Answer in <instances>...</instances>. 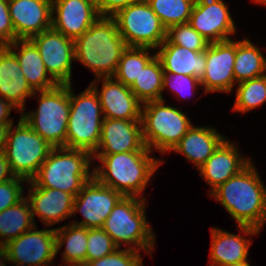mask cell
Here are the masks:
<instances>
[{
    "label": "cell",
    "mask_w": 266,
    "mask_h": 266,
    "mask_svg": "<svg viewBox=\"0 0 266 266\" xmlns=\"http://www.w3.org/2000/svg\"><path fill=\"white\" fill-rule=\"evenodd\" d=\"M93 156L84 150L56 147L31 180L37 187L58 189L74 197L93 177Z\"/></svg>",
    "instance_id": "cell-5"
},
{
    "label": "cell",
    "mask_w": 266,
    "mask_h": 266,
    "mask_svg": "<svg viewBox=\"0 0 266 266\" xmlns=\"http://www.w3.org/2000/svg\"><path fill=\"white\" fill-rule=\"evenodd\" d=\"M253 162L216 188L210 197L225 208L237 226L261 231L266 224V187Z\"/></svg>",
    "instance_id": "cell-1"
},
{
    "label": "cell",
    "mask_w": 266,
    "mask_h": 266,
    "mask_svg": "<svg viewBox=\"0 0 266 266\" xmlns=\"http://www.w3.org/2000/svg\"><path fill=\"white\" fill-rule=\"evenodd\" d=\"M140 0H94L96 9L101 17H112L119 10Z\"/></svg>",
    "instance_id": "cell-39"
},
{
    "label": "cell",
    "mask_w": 266,
    "mask_h": 266,
    "mask_svg": "<svg viewBox=\"0 0 266 266\" xmlns=\"http://www.w3.org/2000/svg\"><path fill=\"white\" fill-rule=\"evenodd\" d=\"M8 131L4 154L15 177L31 181L54 148L21 117Z\"/></svg>",
    "instance_id": "cell-9"
},
{
    "label": "cell",
    "mask_w": 266,
    "mask_h": 266,
    "mask_svg": "<svg viewBox=\"0 0 266 266\" xmlns=\"http://www.w3.org/2000/svg\"><path fill=\"white\" fill-rule=\"evenodd\" d=\"M39 102L35 111L20 117L52 147H65L70 112V84H58L49 90L35 91L31 98Z\"/></svg>",
    "instance_id": "cell-6"
},
{
    "label": "cell",
    "mask_w": 266,
    "mask_h": 266,
    "mask_svg": "<svg viewBox=\"0 0 266 266\" xmlns=\"http://www.w3.org/2000/svg\"><path fill=\"white\" fill-rule=\"evenodd\" d=\"M251 161V157L241 155L236 143L226 138L198 169L200 177L210 186L208 194L237 175Z\"/></svg>",
    "instance_id": "cell-21"
},
{
    "label": "cell",
    "mask_w": 266,
    "mask_h": 266,
    "mask_svg": "<svg viewBox=\"0 0 266 266\" xmlns=\"http://www.w3.org/2000/svg\"><path fill=\"white\" fill-rule=\"evenodd\" d=\"M236 41L232 39L209 43L206 48L205 73L200 80L203 94L232 92L236 86L234 62Z\"/></svg>",
    "instance_id": "cell-14"
},
{
    "label": "cell",
    "mask_w": 266,
    "mask_h": 266,
    "mask_svg": "<svg viewBox=\"0 0 266 266\" xmlns=\"http://www.w3.org/2000/svg\"><path fill=\"white\" fill-rule=\"evenodd\" d=\"M151 151H132L118 154H93V176L103 185L123 196L147 199L143 195L157 169L165 163L151 155Z\"/></svg>",
    "instance_id": "cell-2"
},
{
    "label": "cell",
    "mask_w": 266,
    "mask_h": 266,
    "mask_svg": "<svg viewBox=\"0 0 266 266\" xmlns=\"http://www.w3.org/2000/svg\"><path fill=\"white\" fill-rule=\"evenodd\" d=\"M3 248L4 246L0 243V255L3 254Z\"/></svg>",
    "instance_id": "cell-47"
},
{
    "label": "cell",
    "mask_w": 266,
    "mask_h": 266,
    "mask_svg": "<svg viewBox=\"0 0 266 266\" xmlns=\"http://www.w3.org/2000/svg\"><path fill=\"white\" fill-rule=\"evenodd\" d=\"M13 109L20 113L9 101L0 97V125H12L15 123L14 120L10 118Z\"/></svg>",
    "instance_id": "cell-40"
},
{
    "label": "cell",
    "mask_w": 266,
    "mask_h": 266,
    "mask_svg": "<svg viewBox=\"0 0 266 266\" xmlns=\"http://www.w3.org/2000/svg\"><path fill=\"white\" fill-rule=\"evenodd\" d=\"M75 61L94 73L95 78L113 77L127 44L112 17H99L74 41Z\"/></svg>",
    "instance_id": "cell-3"
},
{
    "label": "cell",
    "mask_w": 266,
    "mask_h": 266,
    "mask_svg": "<svg viewBox=\"0 0 266 266\" xmlns=\"http://www.w3.org/2000/svg\"><path fill=\"white\" fill-rule=\"evenodd\" d=\"M165 100L142 104L141 126L145 146L160 154L171 152L174 146L192 127L189 117Z\"/></svg>",
    "instance_id": "cell-7"
},
{
    "label": "cell",
    "mask_w": 266,
    "mask_h": 266,
    "mask_svg": "<svg viewBox=\"0 0 266 266\" xmlns=\"http://www.w3.org/2000/svg\"><path fill=\"white\" fill-rule=\"evenodd\" d=\"M163 74L164 70L160 59L155 56L143 68L130 90L142 104L155 100H165L163 96Z\"/></svg>",
    "instance_id": "cell-30"
},
{
    "label": "cell",
    "mask_w": 266,
    "mask_h": 266,
    "mask_svg": "<svg viewBox=\"0 0 266 266\" xmlns=\"http://www.w3.org/2000/svg\"><path fill=\"white\" fill-rule=\"evenodd\" d=\"M35 225L29 201L24 197L16 205L0 212V243L6 245Z\"/></svg>",
    "instance_id": "cell-29"
},
{
    "label": "cell",
    "mask_w": 266,
    "mask_h": 266,
    "mask_svg": "<svg viewBox=\"0 0 266 266\" xmlns=\"http://www.w3.org/2000/svg\"><path fill=\"white\" fill-rule=\"evenodd\" d=\"M242 234L230 233L216 227L210 229L211 246L209 251L210 266H228L247 260L252 239L260 231L249 226H236ZM243 235L245 237H243Z\"/></svg>",
    "instance_id": "cell-22"
},
{
    "label": "cell",
    "mask_w": 266,
    "mask_h": 266,
    "mask_svg": "<svg viewBox=\"0 0 266 266\" xmlns=\"http://www.w3.org/2000/svg\"><path fill=\"white\" fill-rule=\"evenodd\" d=\"M154 51V54H150ZM156 56V49L149 47H127L120 58L114 78L131 87L143 68Z\"/></svg>",
    "instance_id": "cell-31"
},
{
    "label": "cell",
    "mask_w": 266,
    "mask_h": 266,
    "mask_svg": "<svg viewBox=\"0 0 266 266\" xmlns=\"http://www.w3.org/2000/svg\"><path fill=\"white\" fill-rule=\"evenodd\" d=\"M10 126L11 125H0V154L4 153Z\"/></svg>",
    "instance_id": "cell-42"
},
{
    "label": "cell",
    "mask_w": 266,
    "mask_h": 266,
    "mask_svg": "<svg viewBox=\"0 0 266 266\" xmlns=\"http://www.w3.org/2000/svg\"><path fill=\"white\" fill-rule=\"evenodd\" d=\"M99 83H102L101 91L98 88ZM90 86L99 97L104 118L141 120L142 103L132 93L130 87L114 77L96 78Z\"/></svg>",
    "instance_id": "cell-16"
},
{
    "label": "cell",
    "mask_w": 266,
    "mask_h": 266,
    "mask_svg": "<svg viewBox=\"0 0 266 266\" xmlns=\"http://www.w3.org/2000/svg\"><path fill=\"white\" fill-rule=\"evenodd\" d=\"M26 185L29 187L25 197L29 201L34 222L37 216L45 227L50 228L72 217V194L58 189L37 187L32 181H28Z\"/></svg>",
    "instance_id": "cell-18"
},
{
    "label": "cell",
    "mask_w": 266,
    "mask_h": 266,
    "mask_svg": "<svg viewBox=\"0 0 266 266\" xmlns=\"http://www.w3.org/2000/svg\"><path fill=\"white\" fill-rule=\"evenodd\" d=\"M56 253L64 246L61 253L62 262L66 265L86 264L87 228L73 223L55 227Z\"/></svg>",
    "instance_id": "cell-27"
},
{
    "label": "cell",
    "mask_w": 266,
    "mask_h": 266,
    "mask_svg": "<svg viewBox=\"0 0 266 266\" xmlns=\"http://www.w3.org/2000/svg\"><path fill=\"white\" fill-rule=\"evenodd\" d=\"M228 266H252L248 259L245 260V261H242V262H239V263H235V264H232V265H228Z\"/></svg>",
    "instance_id": "cell-44"
},
{
    "label": "cell",
    "mask_w": 266,
    "mask_h": 266,
    "mask_svg": "<svg viewBox=\"0 0 266 266\" xmlns=\"http://www.w3.org/2000/svg\"><path fill=\"white\" fill-rule=\"evenodd\" d=\"M27 83L19 61L7 47L0 46V97L9 101L21 113L25 110L27 98L34 95Z\"/></svg>",
    "instance_id": "cell-23"
},
{
    "label": "cell",
    "mask_w": 266,
    "mask_h": 266,
    "mask_svg": "<svg viewBox=\"0 0 266 266\" xmlns=\"http://www.w3.org/2000/svg\"><path fill=\"white\" fill-rule=\"evenodd\" d=\"M166 39L171 44L197 52L205 51L209 45V42L193 29L189 23L169 27L166 32Z\"/></svg>",
    "instance_id": "cell-34"
},
{
    "label": "cell",
    "mask_w": 266,
    "mask_h": 266,
    "mask_svg": "<svg viewBox=\"0 0 266 266\" xmlns=\"http://www.w3.org/2000/svg\"><path fill=\"white\" fill-rule=\"evenodd\" d=\"M35 225L4 245L3 253L13 266H50L56 253L55 228L39 230Z\"/></svg>",
    "instance_id": "cell-11"
},
{
    "label": "cell",
    "mask_w": 266,
    "mask_h": 266,
    "mask_svg": "<svg viewBox=\"0 0 266 266\" xmlns=\"http://www.w3.org/2000/svg\"><path fill=\"white\" fill-rule=\"evenodd\" d=\"M253 3L255 2V4H260V5H264L266 6V0H252Z\"/></svg>",
    "instance_id": "cell-45"
},
{
    "label": "cell",
    "mask_w": 266,
    "mask_h": 266,
    "mask_svg": "<svg viewBox=\"0 0 266 266\" xmlns=\"http://www.w3.org/2000/svg\"><path fill=\"white\" fill-rule=\"evenodd\" d=\"M199 87L202 88V85L196 77L170 72H164L163 74V91L169 88L171 94L173 93L178 100L190 98Z\"/></svg>",
    "instance_id": "cell-36"
},
{
    "label": "cell",
    "mask_w": 266,
    "mask_h": 266,
    "mask_svg": "<svg viewBox=\"0 0 266 266\" xmlns=\"http://www.w3.org/2000/svg\"><path fill=\"white\" fill-rule=\"evenodd\" d=\"M112 18L128 47L157 49L166 40L167 29L146 0L130 4Z\"/></svg>",
    "instance_id": "cell-10"
},
{
    "label": "cell",
    "mask_w": 266,
    "mask_h": 266,
    "mask_svg": "<svg viewBox=\"0 0 266 266\" xmlns=\"http://www.w3.org/2000/svg\"><path fill=\"white\" fill-rule=\"evenodd\" d=\"M123 195L100 183L94 176L87 181L74 197L72 216L79 213L84 220L72 219L70 223L87 229L101 228L112 209Z\"/></svg>",
    "instance_id": "cell-12"
},
{
    "label": "cell",
    "mask_w": 266,
    "mask_h": 266,
    "mask_svg": "<svg viewBox=\"0 0 266 266\" xmlns=\"http://www.w3.org/2000/svg\"><path fill=\"white\" fill-rule=\"evenodd\" d=\"M164 72L184 74L201 80L205 73L206 50L193 51L171 44L167 39L156 49Z\"/></svg>",
    "instance_id": "cell-26"
},
{
    "label": "cell",
    "mask_w": 266,
    "mask_h": 266,
    "mask_svg": "<svg viewBox=\"0 0 266 266\" xmlns=\"http://www.w3.org/2000/svg\"><path fill=\"white\" fill-rule=\"evenodd\" d=\"M58 266H64L63 264L62 265H58ZM65 266H86L84 264H76V265H65Z\"/></svg>",
    "instance_id": "cell-46"
},
{
    "label": "cell",
    "mask_w": 266,
    "mask_h": 266,
    "mask_svg": "<svg viewBox=\"0 0 266 266\" xmlns=\"http://www.w3.org/2000/svg\"><path fill=\"white\" fill-rule=\"evenodd\" d=\"M15 175L13 174L10 164L7 161V158L4 153L0 154V183L14 179Z\"/></svg>",
    "instance_id": "cell-41"
},
{
    "label": "cell",
    "mask_w": 266,
    "mask_h": 266,
    "mask_svg": "<svg viewBox=\"0 0 266 266\" xmlns=\"http://www.w3.org/2000/svg\"><path fill=\"white\" fill-rule=\"evenodd\" d=\"M236 88L232 111L248 113L266 103V75L240 82Z\"/></svg>",
    "instance_id": "cell-32"
},
{
    "label": "cell",
    "mask_w": 266,
    "mask_h": 266,
    "mask_svg": "<svg viewBox=\"0 0 266 266\" xmlns=\"http://www.w3.org/2000/svg\"><path fill=\"white\" fill-rule=\"evenodd\" d=\"M211 126H194L181 138L171 150L192 162L199 169L227 138Z\"/></svg>",
    "instance_id": "cell-24"
},
{
    "label": "cell",
    "mask_w": 266,
    "mask_h": 266,
    "mask_svg": "<svg viewBox=\"0 0 266 266\" xmlns=\"http://www.w3.org/2000/svg\"><path fill=\"white\" fill-rule=\"evenodd\" d=\"M7 47L15 54L27 83L34 91L49 90L58 85L47 72L41 54L30 39H17Z\"/></svg>",
    "instance_id": "cell-25"
},
{
    "label": "cell",
    "mask_w": 266,
    "mask_h": 266,
    "mask_svg": "<svg viewBox=\"0 0 266 266\" xmlns=\"http://www.w3.org/2000/svg\"><path fill=\"white\" fill-rule=\"evenodd\" d=\"M36 45L45 68L58 84H72L75 61L74 40L50 28L30 38Z\"/></svg>",
    "instance_id": "cell-13"
},
{
    "label": "cell",
    "mask_w": 266,
    "mask_h": 266,
    "mask_svg": "<svg viewBox=\"0 0 266 266\" xmlns=\"http://www.w3.org/2000/svg\"><path fill=\"white\" fill-rule=\"evenodd\" d=\"M24 182L27 183L25 179L15 177L9 181L0 183V212L16 205L25 197L23 194Z\"/></svg>",
    "instance_id": "cell-38"
},
{
    "label": "cell",
    "mask_w": 266,
    "mask_h": 266,
    "mask_svg": "<svg viewBox=\"0 0 266 266\" xmlns=\"http://www.w3.org/2000/svg\"><path fill=\"white\" fill-rule=\"evenodd\" d=\"M15 40L30 39L52 28V0H8Z\"/></svg>",
    "instance_id": "cell-20"
},
{
    "label": "cell",
    "mask_w": 266,
    "mask_h": 266,
    "mask_svg": "<svg viewBox=\"0 0 266 266\" xmlns=\"http://www.w3.org/2000/svg\"><path fill=\"white\" fill-rule=\"evenodd\" d=\"M99 17L94 0H52V28L74 41Z\"/></svg>",
    "instance_id": "cell-17"
},
{
    "label": "cell",
    "mask_w": 266,
    "mask_h": 266,
    "mask_svg": "<svg viewBox=\"0 0 266 266\" xmlns=\"http://www.w3.org/2000/svg\"><path fill=\"white\" fill-rule=\"evenodd\" d=\"M8 264V260L6 255L3 253L0 255V266H6Z\"/></svg>",
    "instance_id": "cell-43"
},
{
    "label": "cell",
    "mask_w": 266,
    "mask_h": 266,
    "mask_svg": "<svg viewBox=\"0 0 266 266\" xmlns=\"http://www.w3.org/2000/svg\"><path fill=\"white\" fill-rule=\"evenodd\" d=\"M168 29L177 24L188 23L195 0H146Z\"/></svg>",
    "instance_id": "cell-33"
},
{
    "label": "cell",
    "mask_w": 266,
    "mask_h": 266,
    "mask_svg": "<svg viewBox=\"0 0 266 266\" xmlns=\"http://www.w3.org/2000/svg\"><path fill=\"white\" fill-rule=\"evenodd\" d=\"M236 84L266 75V57L248 38L236 41L234 62Z\"/></svg>",
    "instance_id": "cell-28"
},
{
    "label": "cell",
    "mask_w": 266,
    "mask_h": 266,
    "mask_svg": "<svg viewBox=\"0 0 266 266\" xmlns=\"http://www.w3.org/2000/svg\"><path fill=\"white\" fill-rule=\"evenodd\" d=\"M119 247L102 229H87L86 263L113 253Z\"/></svg>",
    "instance_id": "cell-35"
},
{
    "label": "cell",
    "mask_w": 266,
    "mask_h": 266,
    "mask_svg": "<svg viewBox=\"0 0 266 266\" xmlns=\"http://www.w3.org/2000/svg\"><path fill=\"white\" fill-rule=\"evenodd\" d=\"M86 266H144L139 251L129 248H118L113 253L100 259L92 260Z\"/></svg>",
    "instance_id": "cell-37"
},
{
    "label": "cell",
    "mask_w": 266,
    "mask_h": 266,
    "mask_svg": "<svg viewBox=\"0 0 266 266\" xmlns=\"http://www.w3.org/2000/svg\"><path fill=\"white\" fill-rule=\"evenodd\" d=\"M70 84V112L66 148L84 150L93 155L98 147L104 119L99 97L89 85L80 94H74Z\"/></svg>",
    "instance_id": "cell-8"
},
{
    "label": "cell",
    "mask_w": 266,
    "mask_h": 266,
    "mask_svg": "<svg viewBox=\"0 0 266 266\" xmlns=\"http://www.w3.org/2000/svg\"><path fill=\"white\" fill-rule=\"evenodd\" d=\"M132 151H150L143 140L141 120L104 118L100 141L94 154Z\"/></svg>",
    "instance_id": "cell-19"
},
{
    "label": "cell",
    "mask_w": 266,
    "mask_h": 266,
    "mask_svg": "<svg viewBox=\"0 0 266 266\" xmlns=\"http://www.w3.org/2000/svg\"><path fill=\"white\" fill-rule=\"evenodd\" d=\"M147 199L123 196L101 227L121 248L144 251L150 258L155 250L156 235L146 216Z\"/></svg>",
    "instance_id": "cell-4"
},
{
    "label": "cell",
    "mask_w": 266,
    "mask_h": 266,
    "mask_svg": "<svg viewBox=\"0 0 266 266\" xmlns=\"http://www.w3.org/2000/svg\"><path fill=\"white\" fill-rule=\"evenodd\" d=\"M188 23L209 43L232 39L237 32L224 0H195Z\"/></svg>",
    "instance_id": "cell-15"
}]
</instances>
